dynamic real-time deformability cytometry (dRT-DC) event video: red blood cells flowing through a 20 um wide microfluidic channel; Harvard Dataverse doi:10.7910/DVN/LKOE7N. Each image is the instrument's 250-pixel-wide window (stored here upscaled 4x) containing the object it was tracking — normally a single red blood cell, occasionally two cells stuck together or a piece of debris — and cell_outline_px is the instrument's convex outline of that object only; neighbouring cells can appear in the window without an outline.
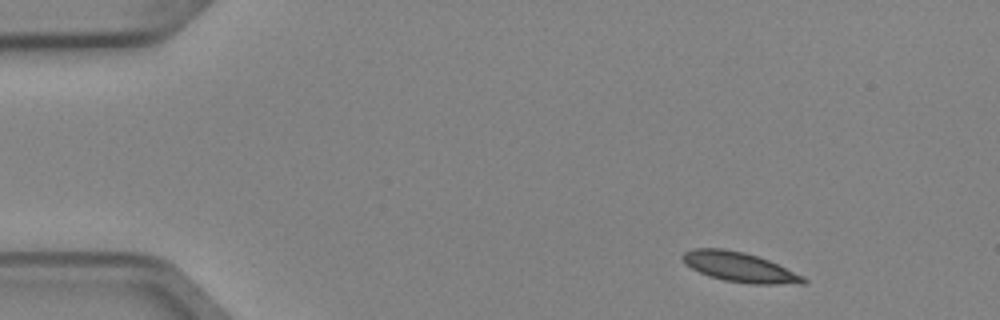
{"species": "Egyptian fruit bat (a non-hibernating species)", "species_latin": "Rousettus aegyptiacus", "temperature_condition": "cold", "stored_images_in_passage": 4, "camera_frame_rate_fps": 3000, "um_per_image_px": 0.085, "animal": {"sex": "female"}, "frame": {"image": 1, "passage_image": 1, "time_ms": 0.0, "image_size_px": [1000, 320], "cell_outline_px": [[808, 280], [804, 284], [752, 284], [724, 280], [708, 276], [684, 264], [680, 256], [684, 252], [692, 248], [724, 248], [744, 252], [768, 260], [804, 276]], "centroid_in_image_um": [62.83, 22.7], "position_along_channel_um": 22.2, "area_um2": 20.98}}
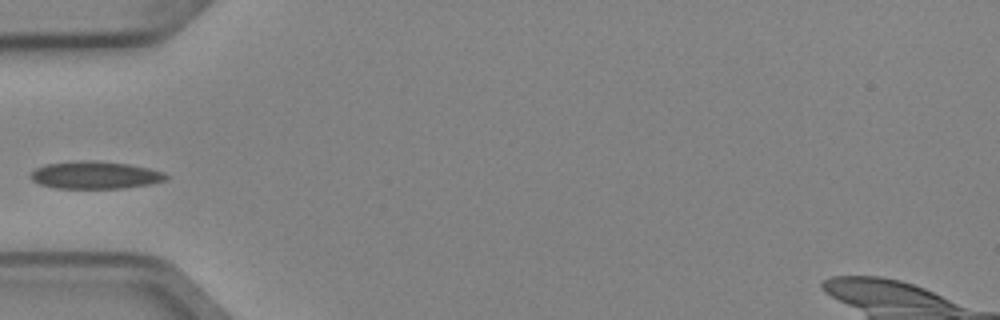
{"frame": {"image": 2, "passage_image": 4, "time_ms": 1.0, "image_size_px": [1000, 320], "cell_outline_px": [[168, 180], [152, 184], [124, 188], [56, 188], [40, 184], [32, 180], [28, 176], [36, 168], [44, 164], [80, 160], [92, 160], [128, 164], [148, 168], [164, 172], [168, 176]], "centroid_in_image_um": [8.1, 14.88], "position_along_channel_um": 76.9, "area_um2": 21.85}}